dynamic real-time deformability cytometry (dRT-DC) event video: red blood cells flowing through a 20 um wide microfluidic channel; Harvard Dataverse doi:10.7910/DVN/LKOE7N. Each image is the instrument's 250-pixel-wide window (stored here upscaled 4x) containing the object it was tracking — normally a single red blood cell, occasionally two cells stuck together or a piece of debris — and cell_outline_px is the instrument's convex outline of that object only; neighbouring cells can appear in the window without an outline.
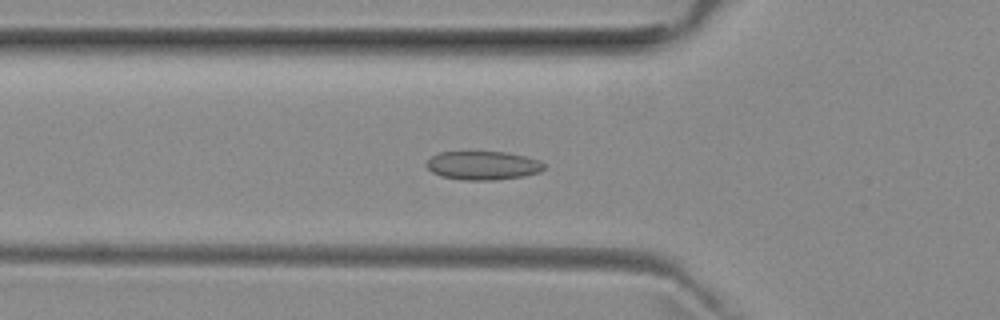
{"species": "common noctule bat (a hibernating species)", "species_latin": "Nyctalus noctula", "temperature_condition": "room temperature", "stored_images_in_passage": 37, "camera_frame_rate_fps": 3000, "um_per_image_px": 0.085, "animal": {"sex": "female", "body_mass_g": 29.2, "forearm_length_mm": 56.3}, "frame": {"image": 1, "passage_image": 3, "time_ms": 0.667, "image_size_px": [1000, 320], "cell_outline_px": [[544, 168], [540, 172], [524, 176], [496, 180], [460, 180], [440, 176], [432, 172], [424, 164], [432, 156], [440, 152], [508, 152], [540, 160], [544, 164]], "centroid_in_image_um": [41.04, 14.07], "position_along_channel_um": 84.8, "area_um2": 19.77}}
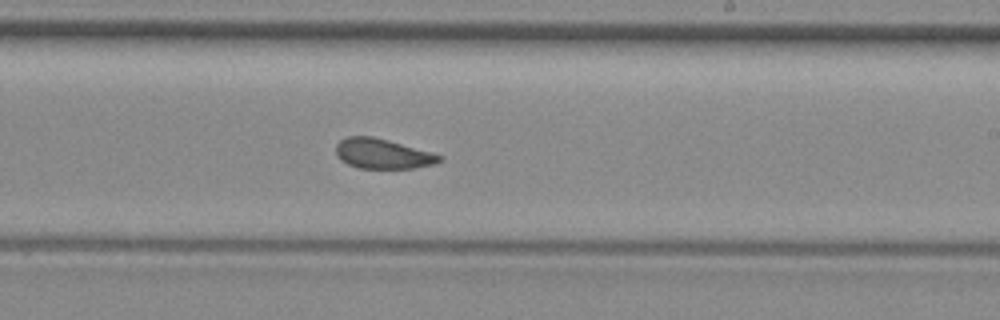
{"frame": {"image": 2, "passage_image": 16, "time_ms": 5.0, "image_size_px": [1000, 320], "cell_outline_px": [[444, 160], [436, 164], [416, 168], [360, 168], [348, 164], [340, 160], [336, 156], [336, 144], [340, 140], [348, 136], [372, 136], [388, 140], [432, 152], [444, 156]], "centroid_in_image_um": [32.56, 13.07], "position_along_channel_um": 256.4, "area_um2": 18.26}}
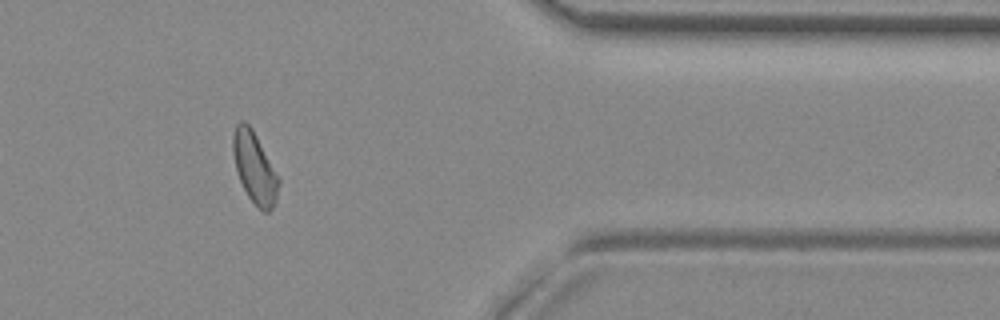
{"frame": {"image": 3, "passage_image": 28, "time_ms": 9.0, "image_size_px": [1000, 320], "cell_outline_px": [[280, 184], [276, 200], [272, 208], [268, 212], [264, 212], [248, 196], [236, 172], [232, 152], [232, 136], [236, 124], [240, 120], [244, 120], [252, 128], [280, 180]], "centroid_in_image_um": [21.62, 14.22], "position_along_channel_um": 389.8, "area_um2": 18.79}, "authors_computed_cell_mechanics": {"area_um2": 18.8428, "velocity_mm_per_s": 3.9533, "shape_relaxation_time_tau1_ms": null, "shape_relaxation_time_tau2_ms": 1.5724, "deformation_change_tau1": null, "deformation_change_tau2": 0.0778}}